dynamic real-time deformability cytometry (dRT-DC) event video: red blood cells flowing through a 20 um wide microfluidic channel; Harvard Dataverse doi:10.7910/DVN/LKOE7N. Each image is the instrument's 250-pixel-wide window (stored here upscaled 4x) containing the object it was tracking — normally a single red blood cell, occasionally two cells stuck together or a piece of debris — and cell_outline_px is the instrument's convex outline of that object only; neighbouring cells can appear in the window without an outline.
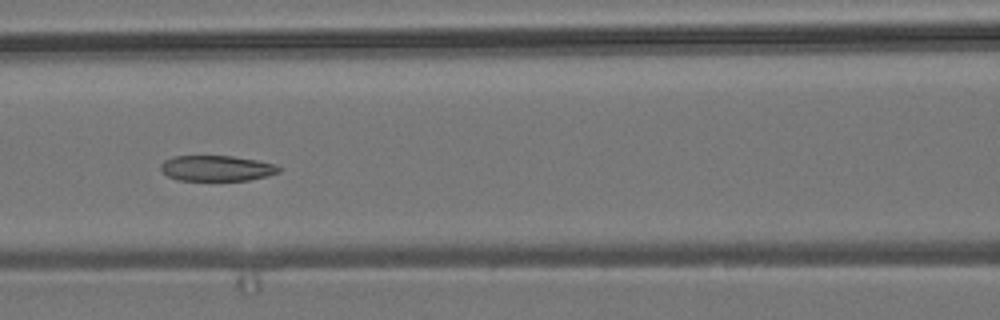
{"species": "common noctule bat (a hibernating species)", "species_latin": "Nyctalus noctula", "temperature_condition": "room temperature", "stored_images_in_passage": 10, "camera_frame_rate_fps": 3000, "um_per_image_px": 0.085, "animal": {"sex": "male", "body_mass_g": 19.2, "forearm_length_mm": 51.8}, "frame": {"image": 1, "passage_image": 7, "time_ms": 7.667, "image_size_px": [1000, 320], "cell_outline_px": [[280, 172], [268, 176], [248, 180], [176, 180], [168, 176], [160, 168], [160, 164], [164, 160], [172, 156], [232, 156], [256, 160], [276, 164], [280, 168]], "centroid_in_image_um": [18.41, 14.3], "position_along_channel_um": 148.2, "area_um2": 17.63}}
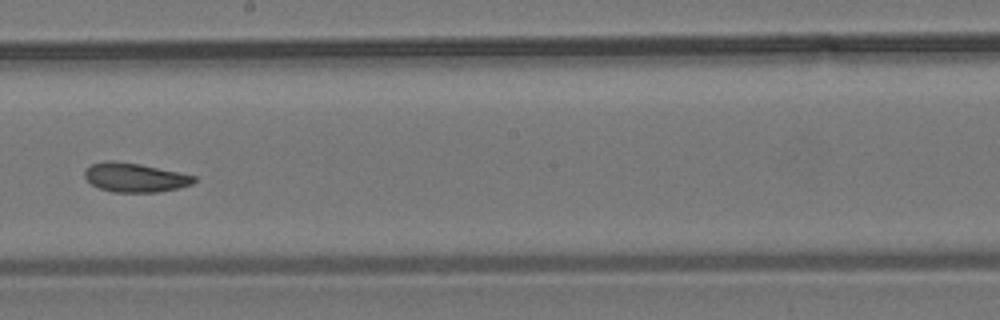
{"frame": {"image": 2, "passage_image": 9, "time_ms": 10.0, "image_size_px": [1000, 320], "cell_outline_px": [[196, 180], [192, 184], [176, 188], [156, 192], [112, 192], [100, 188], [92, 184], [84, 176], [84, 172], [92, 164], [108, 160], [112, 160], [140, 164], [196, 176]], "centroid_in_image_um": [11.46, 15.08], "position_along_channel_um": 236.7, "area_um2": 18.26}}
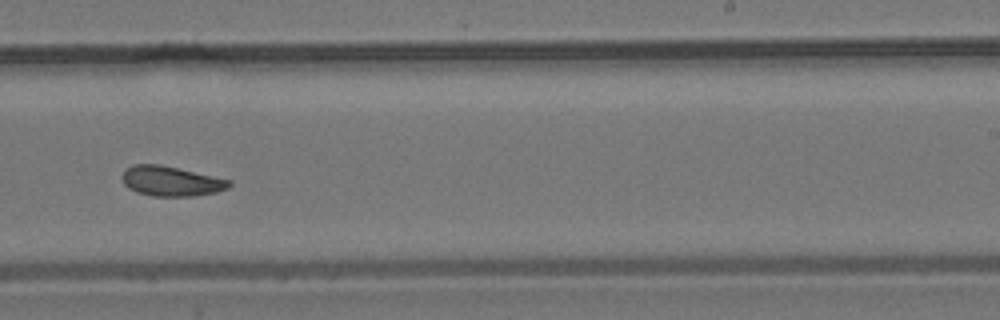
{"frame": {"image": 3, "passage_image": 10, "time_ms": 11.0, "image_size_px": [1000, 320], "cell_outline_px": [[232, 184], [228, 188], [216, 192], [192, 196], [152, 196], [136, 192], [128, 188], [124, 184], [120, 176], [124, 168], [132, 164], [160, 164], [232, 180]], "centroid_in_image_um": [14.5, 15.39], "position_along_channel_um": 274.5, "area_um2": 18.9}}